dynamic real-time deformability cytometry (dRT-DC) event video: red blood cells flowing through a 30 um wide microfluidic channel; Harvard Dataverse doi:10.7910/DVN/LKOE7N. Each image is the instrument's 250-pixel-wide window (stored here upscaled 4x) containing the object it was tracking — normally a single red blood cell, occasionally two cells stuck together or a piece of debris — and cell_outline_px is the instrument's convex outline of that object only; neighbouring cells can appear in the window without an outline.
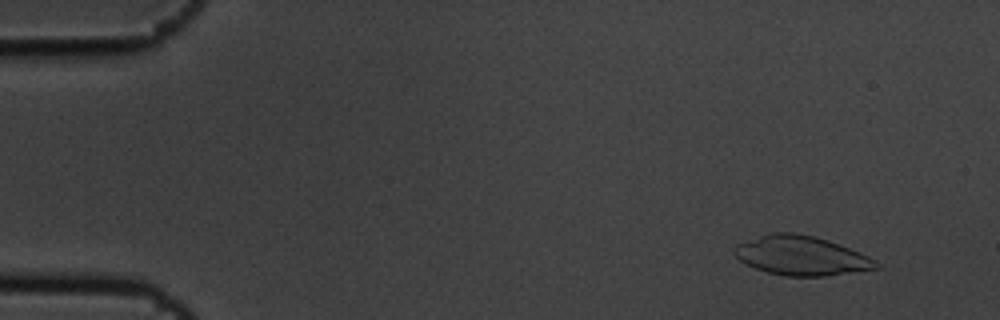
{"species": "common noctule bat (a hibernating species)", "species_latin": "Nyctalus noctula", "temperature_condition": "cold", "stored_images_in_passage": 5, "camera_frame_rate_fps": 3000, "um_per_image_px": 0.085, "animal": {"sex": "male", "body_mass_g": 19.5, "forearm_length_mm": 54.6}, "frame": {"image": 1, "passage_image": 1, "time_ms": 0.0, "image_size_px": [1000, 320], "cell_outline_px": [[884, 268], [824, 276], [784, 276], [768, 272], [756, 268], [740, 260], [732, 252], [732, 248], [736, 244], [768, 232], [792, 232], [812, 236], [828, 240], [840, 244], [860, 252], [876, 260]], "centroid_in_image_um": [68.13, 21.72], "position_along_channel_um": 16.9, "area_um2": 32.71}}